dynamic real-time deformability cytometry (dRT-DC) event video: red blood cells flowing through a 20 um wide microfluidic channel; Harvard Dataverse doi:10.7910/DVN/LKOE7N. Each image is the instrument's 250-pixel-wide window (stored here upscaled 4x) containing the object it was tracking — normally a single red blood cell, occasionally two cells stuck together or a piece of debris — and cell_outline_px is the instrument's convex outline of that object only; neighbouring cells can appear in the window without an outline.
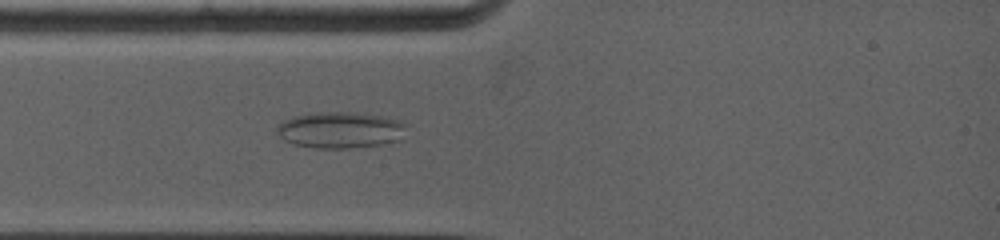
{"species": "common noctule bat (a hibernating species)", "species_latin": "Nyctalus noctula", "temperature_condition": "warm", "stored_images_in_passage": 3, "camera_frame_rate_fps": 5000, "um_per_image_px": 0.085, "animal": {"sex": "female", "body_mass_g": 19.0, "forearm_length_mm": 53.3}, "frame": {"image": 1, "passage_image": 3, "time_ms": 1.6, "image_size_px": [1000, 240], "cell_outline_px": [[408, 124], [396, 140], [380, 144], [352, 148], [316, 148], [292, 144], [284, 140], [276, 132], [276, 128], [284, 120], [292, 116], [308, 112], [356, 112], [380, 116], [396, 120]], "centroid_in_image_um": [28.84, 11.04], "position_along_channel_um": 56.2, "area_um2": 27.28}}